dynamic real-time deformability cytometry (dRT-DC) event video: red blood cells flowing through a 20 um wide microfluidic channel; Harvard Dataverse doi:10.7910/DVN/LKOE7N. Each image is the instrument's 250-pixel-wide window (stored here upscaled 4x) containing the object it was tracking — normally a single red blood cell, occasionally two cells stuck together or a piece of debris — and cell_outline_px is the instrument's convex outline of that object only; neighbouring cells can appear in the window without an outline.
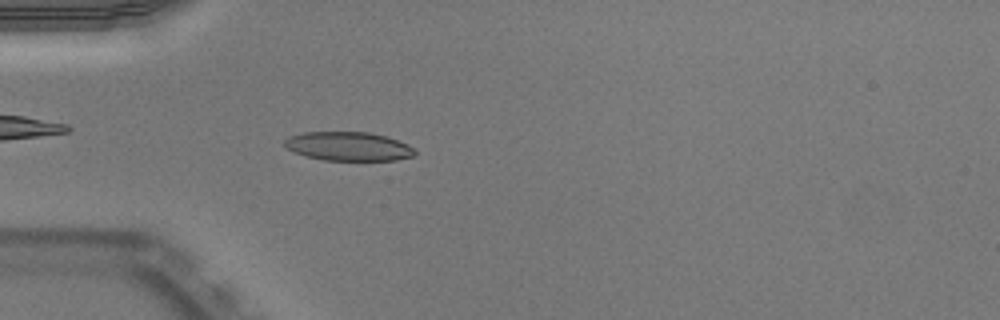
{"species": "Egyptian fruit bat (a non-hibernating species)", "species_latin": "Rousettus aegyptiacus", "temperature_condition": "warm", "stored_images_in_passage": 51, "camera_frame_rate_fps": 3000, "um_per_image_px": 0.085, "animal": {"sex": "male"}, "frame": {"image": 1, "passage_image": 15, "time_ms": 4.667, "image_size_px": [1000, 320], "cell_outline_px": [[416, 152], [412, 156], [396, 160], [324, 160], [304, 156], [288, 148], [284, 144], [284, 140], [288, 136], [304, 132], [368, 132], [384, 136], [408, 144]], "centroid_in_image_um": [29.58, 12.43], "position_along_channel_um": 55.4, "area_um2": 21.73}}
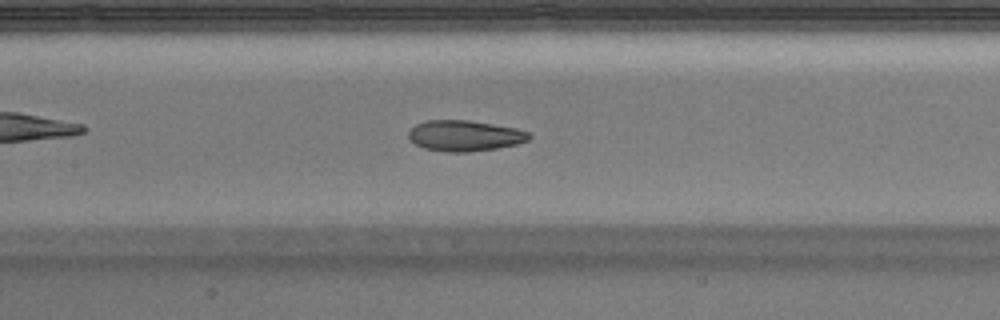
{"frame": {"image": 2, "passage_image": 24, "time_ms": 7.667, "image_size_px": [1000, 320], "cell_outline_px": [[532, 136], [528, 140], [516, 144], [496, 148], [468, 152], [448, 152], [424, 148], [408, 140], [408, 132], [416, 124], [428, 120], [468, 120], [516, 128], [528, 132]], "centroid_in_image_um": [39.48, 11.53], "position_along_channel_um": 167.9, "area_um2": 21.56}}
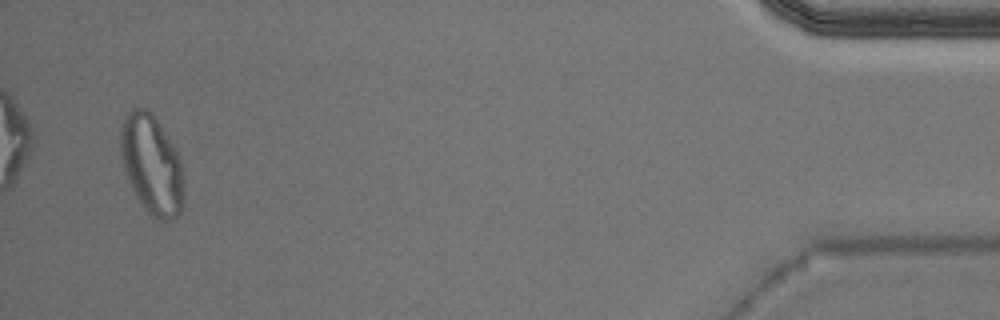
{"frame": {"image": 3, "passage_image": 49, "time_ms": 16.0, "image_size_px": [1000, 320], "cell_outline_px": [[184, 204], [180, 212], [176, 216], [168, 220], [156, 220], [144, 208], [136, 196], [132, 188], [120, 152], [120, 128], [124, 116], [132, 108], [144, 108], [152, 112], [176, 152], [180, 160], [184, 184]], "centroid_in_image_um": [12.9, 14.0], "position_along_channel_um": 422.3, "area_um2": 36.3}, "authors_computed_cell_mechanics": {"area_um2": 21.9062, "velocity_mm_per_s": 3.9747, "shape_relaxation_time_tau1_ms": null, "shape_relaxation_time_tau2_ms": 1.6456, "deformation_change_tau1": null, "deformation_change_tau2": 0.079}}